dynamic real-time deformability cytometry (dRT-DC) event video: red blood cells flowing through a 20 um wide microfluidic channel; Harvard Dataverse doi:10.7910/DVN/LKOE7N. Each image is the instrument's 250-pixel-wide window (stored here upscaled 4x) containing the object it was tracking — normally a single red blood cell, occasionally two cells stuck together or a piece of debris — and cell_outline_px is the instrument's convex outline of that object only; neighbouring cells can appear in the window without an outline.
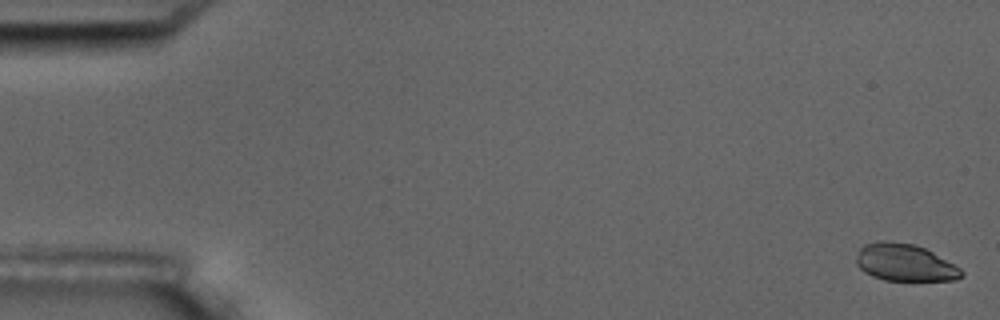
{"species": "common noctule bat (a hibernating species)", "species_latin": "Nyctalus noctula", "temperature_condition": "room temperature", "stored_images_in_passage": 5, "camera_frame_rate_fps": 3000, "um_per_image_px": 0.085, "animal": {"sex": "male", "body_mass_g": 17.5, "forearm_length_mm": 52.3}, "frame": {"image": 1, "passage_image": 1, "time_ms": 0.0, "image_size_px": [1000, 320], "cell_outline_px": [[964, 276], [956, 280], [884, 280], [872, 276], [864, 272], [856, 264], [856, 256], [860, 248], [864, 244], [880, 240], [888, 240], [916, 244], [932, 252], [960, 268], [964, 272]], "centroid_in_image_um": [76.88, 22.31], "position_along_channel_um": 8.1, "area_um2": 22.89}}
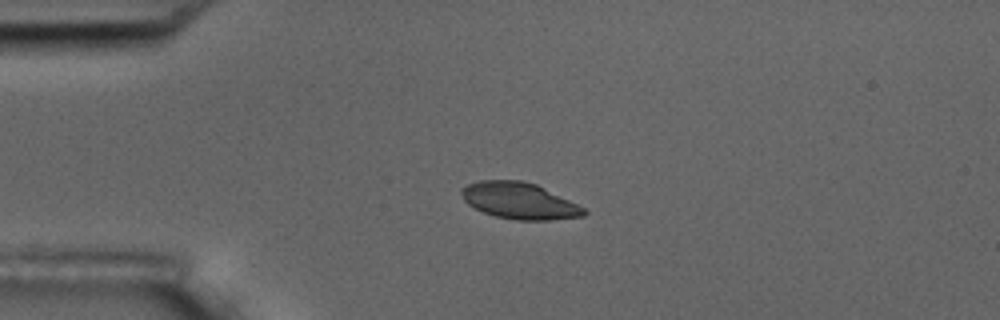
{"frame": {"image": 2, "passage_image": 4, "time_ms": 4.333, "image_size_px": [1000, 320], "cell_outline_px": [[588, 212], [584, 216], [548, 220], [516, 220], [496, 216], [484, 212], [468, 204], [464, 200], [460, 192], [460, 188], [468, 184], [480, 180], [520, 180], [536, 184], [584, 208]], "centroid_in_image_um": [44.11, 17.06], "position_along_channel_um": 40.9, "area_um2": 25.72}}